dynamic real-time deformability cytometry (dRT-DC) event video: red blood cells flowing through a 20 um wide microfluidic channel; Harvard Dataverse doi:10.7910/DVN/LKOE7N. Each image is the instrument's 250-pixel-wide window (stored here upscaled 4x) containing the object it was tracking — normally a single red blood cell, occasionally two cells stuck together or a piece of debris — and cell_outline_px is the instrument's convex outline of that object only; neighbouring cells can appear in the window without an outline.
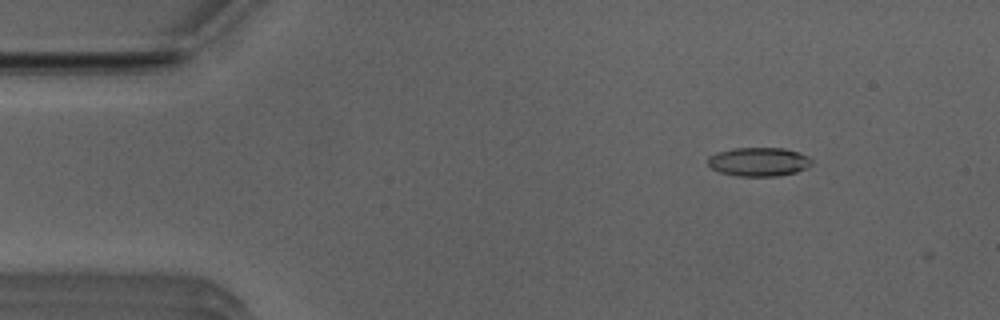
{"species": "Egyptian fruit bat (a non-hibernating species)", "species_latin": "Rousettus aegyptiacus", "temperature_condition": "room temperature", "stored_images_in_passage": 2, "camera_frame_rate_fps": 3000, "um_per_image_px": 0.085, "animal": {"sex": "male"}, "frame": {"image": 1, "passage_image": 1, "time_ms": 0.0, "image_size_px": [1000, 320], "cell_outline_px": [[812, 164], [808, 168], [796, 172], [776, 176], [740, 176], [720, 172], [712, 168], [708, 164], [708, 160], [712, 156], [720, 152], [732, 148], [784, 148], [808, 156], [812, 160]], "centroid_in_image_um": [64.54, 13.76], "position_along_channel_um": 20.5, "area_um2": 17.22}}